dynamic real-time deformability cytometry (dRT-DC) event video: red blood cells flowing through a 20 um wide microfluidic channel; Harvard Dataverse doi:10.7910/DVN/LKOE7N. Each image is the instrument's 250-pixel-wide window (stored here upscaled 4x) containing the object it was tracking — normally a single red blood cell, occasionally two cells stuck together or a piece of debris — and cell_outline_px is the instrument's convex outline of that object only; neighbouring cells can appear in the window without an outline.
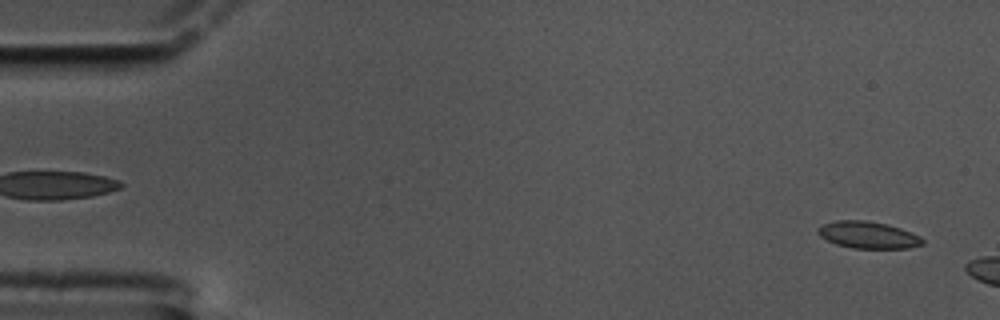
{"species": "common noctule bat (a hibernating species)", "species_latin": "Nyctalus noctula", "temperature_condition": "cold", "stored_images_in_passage": 7, "camera_frame_rate_fps": 3000, "um_per_image_px": 0.085, "animal": {"sex": "male", "body_mass_g": 17.5, "forearm_length_mm": 52.3}, "frame": {"image": 1, "passage_image": 2, "time_ms": 0.333, "image_size_px": [1000, 320], "cell_outline_px": [[924, 244], [908, 248], [852, 248], [836, 244], [820, 236], [816, 232], [820, 224], [836, 220], [868, 220], [888, 224], [912, 232], [920, 236], [924, 240]], "centroid_in_image_um": [73.78, 19.96], "position_along_channel_um": 11.2, "area_um2": 16.59}}